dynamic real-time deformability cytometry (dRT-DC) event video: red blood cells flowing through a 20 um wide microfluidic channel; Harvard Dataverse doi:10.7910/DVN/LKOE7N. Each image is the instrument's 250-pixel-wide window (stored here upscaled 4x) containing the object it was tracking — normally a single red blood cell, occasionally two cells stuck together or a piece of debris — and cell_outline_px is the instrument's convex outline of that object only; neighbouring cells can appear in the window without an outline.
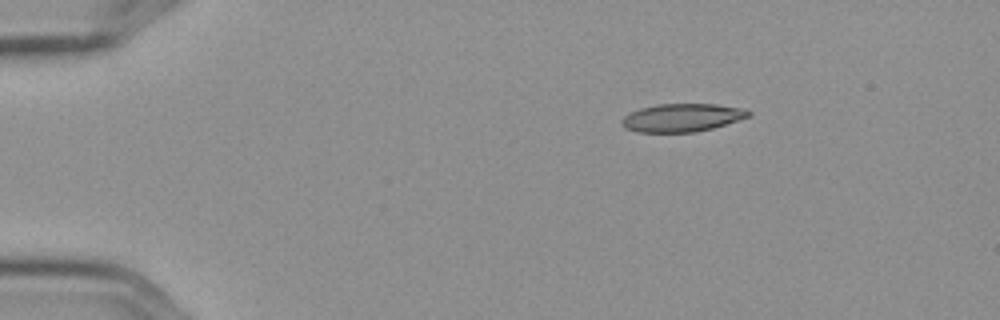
{"species": "Egyptian fruit bat (a non-hibernating species)", "species_latin": "Rousettus aegyptiacus", "temperature_condition": "cold", "stored_images_in_passage": 3, "camera_frame_rate_fps": 3000, "um_per_image_px": 0.085, "frame": {"image": 1, "passage_image": 1, "time_ms": 0.0, "image_size_px": [1000, 320], "cell_outline_px": [[752, 112], [748, 116], [712, 128], [696, 132], [636, 132], [624, 128], [620, 124], [620, 120], [624, 116], [640, 108], [656, 104], [716, 104], [740, 108]], "centroid_in_image_um": [57.89, 10.0], "position_along_channel_um": 27.1, "area_um2": 20.58}}